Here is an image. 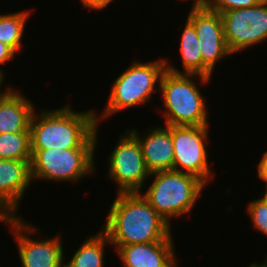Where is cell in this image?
Masks as SVG:
<instances>
[{
  "instance_id": "cell-1",
  "label": "cell",
  "mask_w": 267,
  "mask_h": 267,
  "mask_svg": "<svg viewBox=\"0 0 267 267\" xmlns=\"http://www.w3.org/2000/svg\"><path fill=\"white\" fill-rule=\"evenodd\" d=\"M101 230L115 250L119 246L154 243L172 234L171 225L140 194L116 193Z\"/></svg>"
},
{
  "instance_id": "cell-2",
  "label": "cell",
  "mask_w": 267,
  "mask_h": 267,
  "mask_svg": "<svg viewBox=\"0 0 267 267\" xmlns=\"http://www.w3.org/2000/svg\"><path fill=\"white\" fill-rule=\"evenodd\" d=\"M94 108L75 111L69 104L33 113L30 122L31 150L97 147L99 125Z\"/></svg>"
},
{
  "instance_id": "cell-3",
  "label": "cell",
  "mask_w": 267,
  "mask_h": 267,
  "mask_svg": "<svg viewBox=\"0 0 267 267\" xmlns=\"http://www.w3.org/2000/svg\"><path fill=\"white\" fill-rule=\"evenodd\" d=\"M199 79L205 85L212 78L199 75L175 74L166 70L160 81L161 101H164L163 113L167 126H204L208 124V108L202 91L194 80ZM194 79V80H193Z\"/></svg>"
},
{
  "instance_id": "cell-4",
  "label": "cell",
  "mask_w": 267,
  "mask_h": 267,
  "mask_svg": "<svg viewBox=\"0 0 267 267\" xmlns=\"http://www.w3.org/2000/svg\"><path fill=\"white\" fill-rule=\"evenodd\" d=\"M151 177L152 183L140 194L170 225L172 218L191 213L207 186L198 177L175 170L153 172Z\"/></svg>"
},
{
  "instance_id": "cell-5",
  "label": "cell",
  "mask_w": 267,
  "mask_h": 267,
  "mask_svg": "<svg viewBox=\"0 0 267 267\" xmlns=\"http://www.w3.org/2000/svg\"><path fill=\"white\" fill-rule=\"evenodd\" d=\"M165 71V57L148 63L133 60L131 65L112 83L105 109L99 116L96 114L97 123L122 110L151 101L156 88H160L161 77Z\"/></svg>"
},
{
  "instance_id": "cell-6",
  "label": "cell",
  "mask_w": 267,
  "mask_h": 267,
  "mask_svg": "<svg viewBox=\"0 0 267 267\" xmlns=\"http://www.w3.org/2000/svg\"><path fill=\"white\" fill-rule=\"evenodd\" d=\"M96 147L31 150L32 181L79 182L95 172Z\"/></svg>"
},
{
  "instance_id": "cell-7",
  "label": "cell",
  "mask_w": 267,
  "mask_h": 267,
  "mask_svg": "<svg viewBox=\"0 0 267 267\" xmlns=\"http://www.w3.org/2000/svg\"><path fill=\"white\" fill-rule=\"evenodd\" d=\"M117 142L108 156V177L117 185L116 193L141 192L145 182L150 180V172L145 166L140 143L128 128Z\"/></svg>"
},
{
  "instance_id": "cell-8",
  "label": "cell",
  "mask_w": 267,
  "mask_h": 267,
  "mask_svg": "<svg viewBox=\"0 0 267 267\" xmlns=\"http://www.w3.org/2000/svg\"><path fill=\"white\" fill-rule=\"evenodd\" d=\"M209 125L171 126L174 170L192 174L209 185L215 176L208 162Z\"/></svg>"
},
{
  "instance_id": "cell-9",
  "label": "cell",
  "mask_w": 267,
  "mask_h": 267,
  "mask_svg": "<svg viewBox=\"0 0 267 267\" xmlns=\"http://www.w3.org/2000/svg\"><path fill=\"white\" fill-rule=\"evenodd\" d=\"M23 219L20 216L3 217L0 221L9 226L12 234L14 233L13 238H16L21 267H64L66 261L61 236L55 235L53 238L41 240L31 239L30 234H38L40 231L36 230L31 221L28 223Z\"/></svg>"
},
{
  "instance_id": "cell-10",
  "label": "cell",
  "mask_w": 267,
  "mask_h": 267,
  "mask_svg": "<svg viewBox=\"0 0 267 267\" xmlns=\"http://www.w3.org/2000/svg\"><path fill=\"white\" fill-rule=\"evenodd\" d=\"M225 41L232 54L267 39V0L258 5L220 13Z\"/></svg>"
},
{
  "instance_id": "cell-11",
  "label": "cell",
  "mask_w": 267,
  "mask_h": 267,
  "mask_svg": "<svg viewBox=\"0 0 267 267\" xmlns=\"http://www.w3.org/2000/svg\"><path fill=\"white\" fill-rule=\"evenodd\" d=\"M187 19L195 27L203 63L214 73L217 62L233 55L225 41L220 13L208 6L191 7Z\"/></svg>"
},
{
  "instance_id": "cell-12",
  "label": "cell",
  "mask_w": 267,
  "mask_h": 267,
  "mask_svg": "<svg viewBox=\"0 0 267 267\" xmlns=\"http://www.w3.org/2000/svg\"><path fill=\"white\" fill-rule=\"evenodd\" d=\"M31 160L0 159V217H17L21 198L30 187Z\"/></svg>"
},
{
  "instance_id": "cell-13",
  "label": "cell",
  "mask_w": 267,
  "mask_h": 267,
  "mask_svg": "<svg viewBox=\"0 0 267 267\" xmlns=\"http://www.w3.org/2000/svg\"><path fill=\"white\" fill-rule=\"evenodd\" d=\"M174 243L171 234L161 242L119 246L114 251L123 267H179Z\"/></svg>"
},
{
  "instance_id": "cell-14",
  "label": "cell",
  "mask_w": 267,
  "mask_h": 267,
  "mask_svg": "<svg viewBox=\"0 0 267 267\" xmlns=\"http://www.w3.org/2000/svg\"><path fill=\"white\" fill-rule=\"evenodd\" d=\"M140 143L145 166L150 173L174 170L173 141L171 126L165 125L148 128L144 135L136 129H128Z\"/></svg>"
},
{
  "instance_id": "cell-15",
  "label": "cell",
  "mask_w": 267,
  "mask_h": 267,
  "mask_svg": "<svg viewBox=\"0 0 267 267\" xmlns=\"http://www.w3.org/2000/svg\"><path fill=\"white\" fill-rule=\"evenodd\" d=\"M35 108L21 91L11 88L0 98V133L29 131Z\"/></svg>"
},
{
  "instance_id": "cell-16",
  "label": "cell",
  "mask_w": 267,
  "mask_h": 267,
  "mask_svg": "<svg viewBox=\"0 0 267 267\" xmlns=\"http://www.w3.org/2000/svg\"><path fill=\"white\" fill-rule=\"evenodd\" d=\"M179 51L181 54V63L183 72L177 69L170 60H166V70L175 74L199 75L211 78L213 72L203 63L202 55L199 48V38L194 25L187 19L184 25Z\"/></svg>"
},
{
  "instance_id": "cell-17",
  "label": "cell",
  "mask_w": 267,
  "mask_h": 267,
  "mask_svg": "<svg viewBox=\"0 0 267 267\" xmlns=\"http://www.w3.org/2000/svg\"><path fill=\"white\" fill-rule=\"evenodd\" d=\"M72 254L64 267H104L105 247L111 245L107 235L100 229L87 237Z\"/></svg>"
},
{
  "instance_id": "cell-18",
  "label": "cell",
  "mask_w": 267,
  "mask_h": 267,
  "mask_svg": "<svg viewBox=\"0 0 267 267\" xmlns=\"http://www.w3.org/2000/svg\"><path fill=\"white\" fill-rule=\"evenodd\" d=\"M31 10L0 14V42L8 45L16 54L22 49V37Z\"/></svg>"
},
{
  "instance_id": "cell-19",
  "label": "cell",
  "mask_w": 267,
  "mask_h": 267,
  "mask_svg": "<svg viewBox=\"0 0 267 267\" xmlns=\"http://www.w3.org/2000/svg\"><path fill=\"white\" fill-rule=\"evenodd\" d=\"M0 159L31 160L30 131L0 133Z\"/></svg>"
},
{
  "instance_id": "cell-20",
  "label": "cell",
  "mask_w": 267,
  "mask_h": 267,
  "mask_svg": "<svg viewBox=\"0 0 267 267\" xmlns=\"http://www.w3.org/2000/svg\"><path fill=\"white\" fill-rule=\"evenodd\" d=\"M260 196L259 199L249 201L247 213L254 229L267 237V194L262 192Z\"/></svg>"
},
{
  "instance_id": "cell-21",
  "label": "cell",
  "mask_w": 267,
  "mask_h": 267,
  "mask_svg": "<svg viewBox=\"0 0 267 267\" xmlns=\"http://www.w3.org/2000/svg\"><path fill=\"white\" fill-rule=\"evenodd\" d=\"M261 1L263 0H209L207 6L218 13H223L228 10L253 7Z\"/></svg>"
},
{
  "instance_id": "cell-22",
  "label": "cell",
  "mask_w": 267,
  "mask_h": 267,
  "mask_svg": "<svg viewBox=\"0 0 267 267\" xmlns=\"http://www.w3.org/2000/svg\"><path fill=\"white\" fill-rule=\"evenodd\" d=\"M114 1L115 0H80V4H82L83 8L100 11L106 9Z\"/></svg>"
},
{
  "instance_id": "cell-23",
  "label": "cell",
  "mask_w": 267,
  "mask_h": 267,
  "mask_svg": "<svg viewBox=\"0 0 267 267\" xmlns=\"http://www.w3.org/2000/svg\"><path fill=\"white\" fill-rule=\"evenodd\" d=\"M17 54L8 46L0 42V66L8 64L10 60H14ZM0 71L3 69L0 68Z\"/></svg>"
},
{
  "instance_id": "cell-24",
  "label": "cell",
  "mask_w": 267,
  "mask_h": 267,
  "mask_svg": "<svg viewBox=\"0 0 267 267\" xmlns=\"http://www.w3.org/2000/svg\"><path fill=\"white\" fill-rule=\"evenodd\" d=\"M257 177L261 182H265V190H267V150L263 153L262 158L257 166Z\"/></svg>"
},
{
  "instance_id": "cell-25",
  "label": "cell",
  "mask_w": 267,
  "mask_h": 267,
  "mask_svg": "<svg viewBox=\"0 0 267 267\" xmlns=\"http://www.w3.org/2000/svg\"><path fill=\"white\" fill-rule=\"evenodd\" d=\"M5 77L6 76H5L4 71H0V98H2L12 88V86L10 87L9 85L6 87L7 89L6 88L4 89L2 87ZM2 89L4 90L3 92H1Z\"/></svg>"
},
{
  "instance_id": "cell-26",
  "label": "cell",
  "mask_w": 267,
  "mask_h": 267,
  "mask_svg": "<svg viewBox=\"0 0 267 267\" xmlns=\"http://www.w3.org/2000/svg\"><path fill=\"white\" fill-rule=\"evenodd\" d=\"M184 1V0H183ZM209 0H192V7H204L207 6Z\"/></svg>"
},
{
  "instance_id": "cell-27",
  "label": "cell",
  "mask_w": 267,
  "mask_h": 267,
  "mask_svg": "<svg viewBox=\"0 0 267 267\" xmlns=\"http://www.w3.org/2000/svg\"><path fill=\"white\" fill-rule=\"evenodd\" d=\"M264 259L263 263L261 262V264H257L256 262H253L251 265L249 264L248 267H267V256H265Z\"/></svg>"
}]
</instances>
